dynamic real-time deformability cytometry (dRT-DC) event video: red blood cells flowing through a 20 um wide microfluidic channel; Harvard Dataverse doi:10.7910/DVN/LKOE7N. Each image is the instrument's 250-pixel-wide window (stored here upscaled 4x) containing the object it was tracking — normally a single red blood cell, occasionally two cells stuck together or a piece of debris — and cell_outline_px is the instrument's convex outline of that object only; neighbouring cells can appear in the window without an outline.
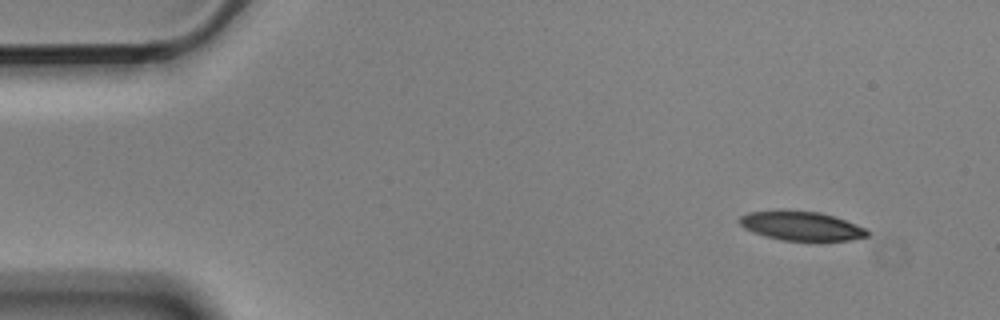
{"species": "Egyptian fruit bat (a non-hibernating species)", "species_latin": "Rousettus aegyptiacus", "temperature_condition": "cold", "stored_images_in_passage": 5, "segment_of_instrument_passage": [1, 2], "camera_frame_rate_fps": 3000, "um_per_image_px": 0.085, "animal": {"sex": "male"}, "frame": {"image": 1, "passage_image": 1, "time_ms": 0.0, "image_size_px": [1000, 320], "cell_outline_px": [[868, 236], [852, 240], [820, 244], [784, 240], [764, 236], [752, 232], [744, 228], [736, 220], [740, 216], [748, 212], [780, 208], [820, 212], [844, 220], [864, 228], [868, 232]], "centroid_in_image_um": [68.07, 19.22], "position_along_channel_um": 16.9, "area_um2": 22.95}}
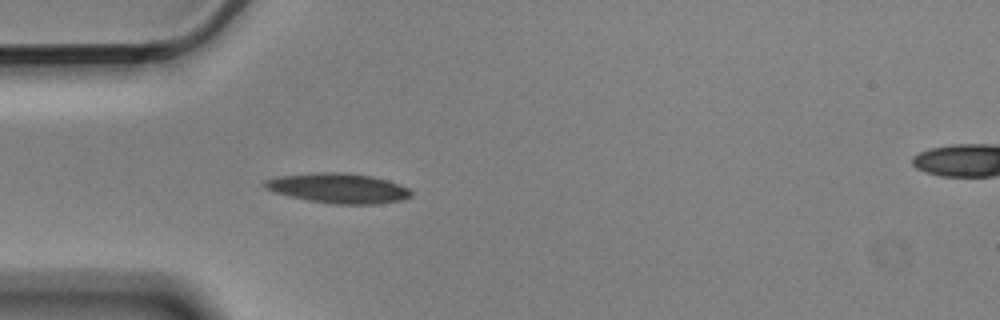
{"frame": {"image": 2, "passage_image": 4, "time_ms": 1.0, "image_size_px": [1000, 320], "cell_outline_px": [[412, 196], [400, 200], [376, 204], [332, 204], [308, 200], [276, 192], [264, 188], [260, 184], [264, 180], [276, 176], [320, 172], [344, 172], [372, 176], [388, 180], [400, 184], [408, 188], [412, 192]], "centroid_in_image_um": [28.74, 15.98], "position_along_channel_um": 56.3, "area_um2": 25.61}}